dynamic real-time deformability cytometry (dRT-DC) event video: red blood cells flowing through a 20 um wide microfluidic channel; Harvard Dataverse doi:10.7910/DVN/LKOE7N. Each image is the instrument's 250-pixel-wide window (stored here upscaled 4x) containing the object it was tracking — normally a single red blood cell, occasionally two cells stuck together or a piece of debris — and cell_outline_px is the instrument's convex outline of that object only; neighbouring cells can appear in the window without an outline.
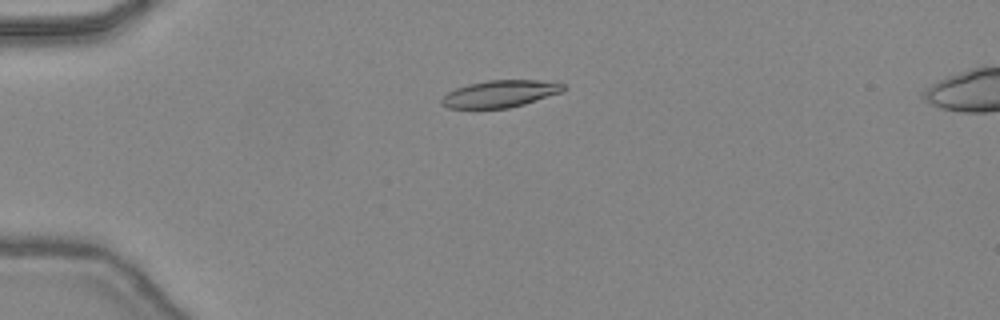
{"species": "common noctule bat (a hibernating species)", "species_latin": "Nyctalus noctula", "temperature_condition": "warm", "stored_images_in_passage": 47, "camera_frame_rate_fps": 3000, "um_per_image_px": 0.085, "animal": {"sex": "female", "body_mass_g": 24.6, "forearm_length_mm": 56.2}, "frame": {"image": 1, "passage_image": 13, "time_ms": 4.0, "image_size_px": [1000, 320], "cell_outline_px": [[568, 88], [560, 92], [524, 104], [508, 108], [448, 108], [440, 104], [440, 100], [448, 92], [456, 88], [468, 84], [488, 80], [536, 80], [564, 84]], "centroid_in_image_um": [42.47, 7.97], "position_along_channel_um": 42.5, "area_um2": 19.02}}
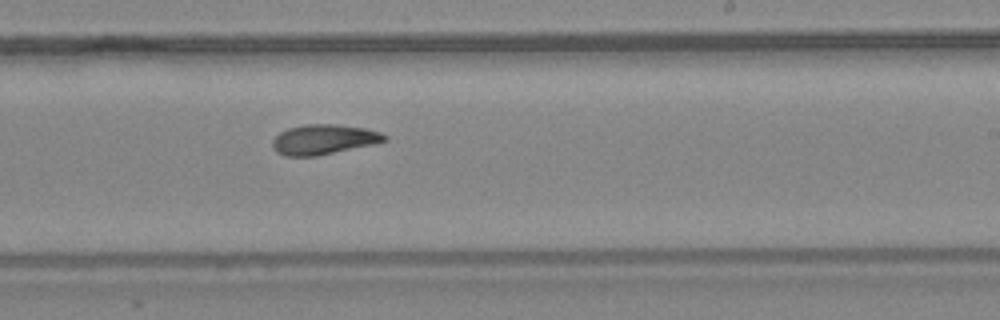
{"frame": {"image": 2, "passage_image": 30, "time_ms": 9.667, "image_size_px": [1000, 320], "cell_outline_px": [[388, 140], [376, 144], [316, 156], [284, 156], [276, 152], [272, 148], [272, 140], [280, 132], [288, 128], [304, 124], [336, 124], [364, 128], [380, 132], [388, 136]], "centroid_in_image_um": [27.52, 11.86], "position_along_channel_um": 261.5, "area_um2": 19.77}}
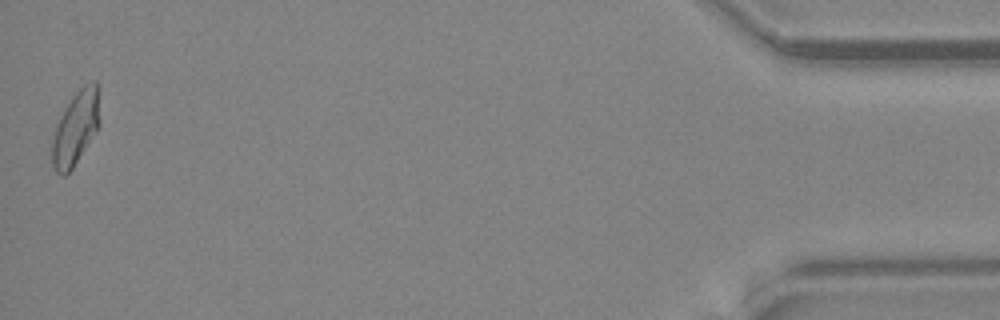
{"frame": {"image": 3, "passage_image": 47, "time_ms": 15.333, "image_size_px": [1000, 320], "cell_outline_px": [[100, 124], [96, 132], [72, 168], [64, 176], [60, 176], [56, 172], [52, 164], [52, 140], [56, 124], [64, 108], [72, 96], [84, 84], [92, 80], [96, 80], [100, 120]], "centroid_in_image_um": [6.42, 10.87], "position_along_channel_um": 428.8, "area_um2": 20.46}, "authors_computed_cell_mechanics": {"area_um2": 19.5942, "velocity_mm_per_s": 4.4864, "shape_relaxation_time_tau1_ms": 9.2921, "shape_relaxation_time_tau2_ms": 4.4857, "deformation_change_tau1": 0.2547, "deformation_change_tau2": 0.1261}}